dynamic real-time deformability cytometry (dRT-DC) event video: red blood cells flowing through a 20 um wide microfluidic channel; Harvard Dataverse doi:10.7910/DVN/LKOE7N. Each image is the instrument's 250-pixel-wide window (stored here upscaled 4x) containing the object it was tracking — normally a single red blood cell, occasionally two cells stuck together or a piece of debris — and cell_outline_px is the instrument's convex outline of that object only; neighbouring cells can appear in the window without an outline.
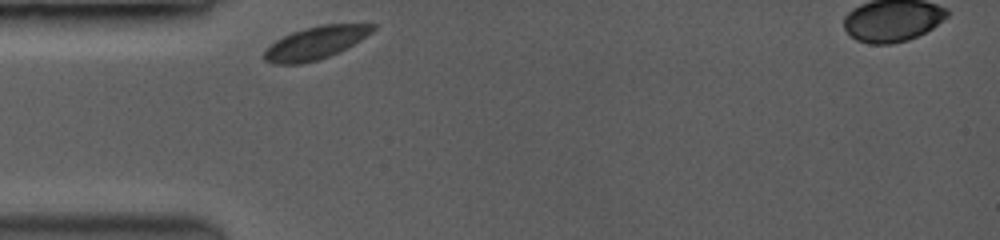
{"species": "common noctule bat (a hibernating species)", "species_latin": "Nyctalus noctula", "temperature_condition": "room temperature", "stored_images_in_passage": 19, "camera_frame_rate_fps": 3500, "um_per_image_px": 0.085, "animal": {"sex": "female", "body_mass_g": 19.0, "forearm_length_mm": 53.3}, "frame": {"image": 1, "passage_image": 1, "time_ms": 0.0, "image_size_px": [1000, 240], "cell_outline_px": [[376, 28], [372, 32], [348, 48], [340, 52], [316, 60], [300, 64], [272, 64], [264, 60], [264, 52], [276, 40], [292, 32], [304, 28], [320, 24], [376, 24]], "centroid_in_image_um": [26.84, 3.64], "position_along_channel_um": 58.2, "area_um2": 20.63}}
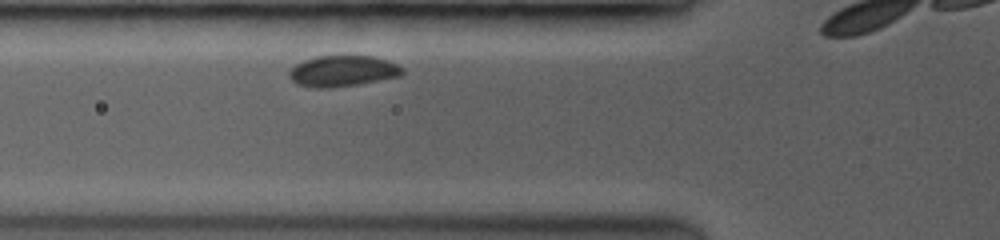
{"frame": {"image": 2, "passage_image": 9, "time_ms": 1.143, "image_size_px": [1000, 240], "cell_outline_px": [[404, 72], [400, 76], [356, 84], [328, 88], [316, 88], [296, 84], [288, 76], [288, 72], [296, 64], [304, 60], [316, 56], [372, 56], [388, 60], [404, 68]], "centroid_in_image_um": [29.11, 6.03], "position_along_channel_um": 96.7, "area_um2": 20.35}}